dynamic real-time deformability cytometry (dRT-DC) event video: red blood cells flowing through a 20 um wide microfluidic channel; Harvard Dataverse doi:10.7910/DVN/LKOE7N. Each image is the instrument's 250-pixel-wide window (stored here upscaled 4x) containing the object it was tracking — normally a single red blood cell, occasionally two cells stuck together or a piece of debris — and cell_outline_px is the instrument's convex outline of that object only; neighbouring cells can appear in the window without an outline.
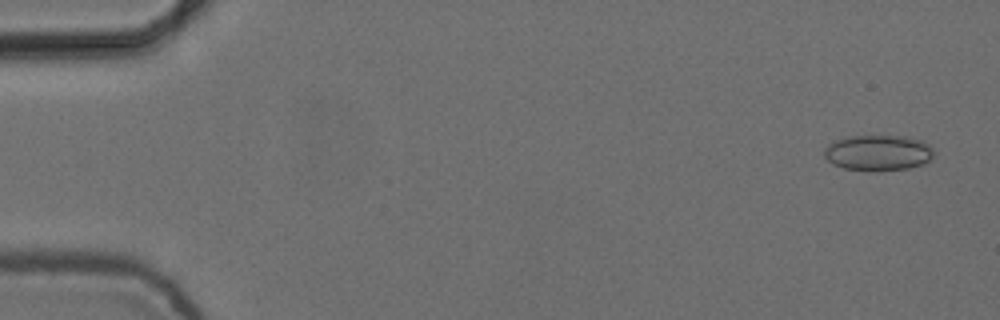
{"species": "common noctule bat (a hibernating species)", "species_latin": "Nyctalus noctula", "temperature_condition": "cold", "stored_images_in_passage": 9, "camera_frame_rate_fps": 3000, "um_per_image_px": 0.085, "animal": {"sex": "female", "body_mass_g": 24.6, "forearm_length_mm": 56.2}, "frame": {"image": 1, "passage_image": 1, "time_ms": 0.0, "image_size_px": [1000, 320], "cell_outline_px": [[936, 152], [932, 160], [924, 164], [908, 168], [880, 172], [868, 172], [844, 168], [832, 164], [824, 156], [824, 148], [828, 144], [844, 136], [908, 136], [924, 140]], "centroid_in_image_um": [74.68, 13.0], "position_along_channel_um": 10.3, "area_um2": 23.58}}
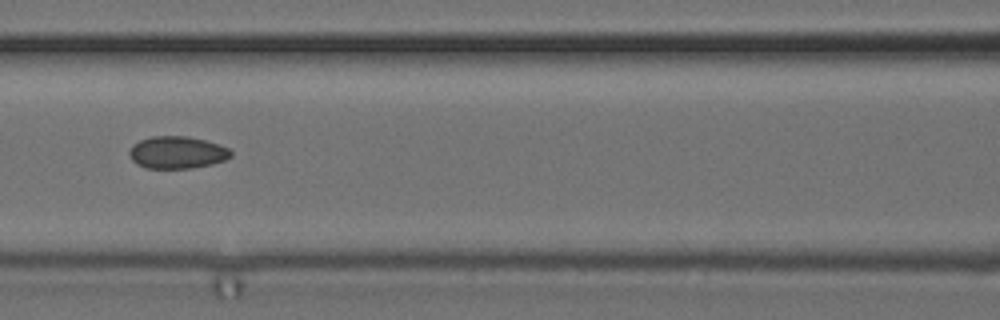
{"frame": {"image": 2, "passage_image": 7, "time_ms": 2.0, "image_size_px": [1000, 320], "cell_outline_px": [[232, 156], [224, 160], [212, 164], [192, 168], [144, 168], [136, 164], [132, 160], [128, 152], [132, 144], [140, 140], [152, 136], [188, 136], [220, 144], [228, 148], [232, 152]], "centroid_in_image_um": [15.04, 12.96], "position_along_channel_um": 151.6, "area_um2": 19.25}}
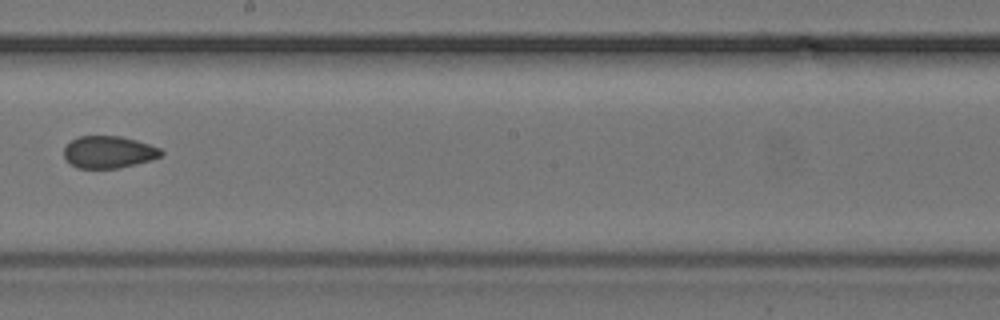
{"frame": {"image": 3, "passage_image": 9, "time_ms": 2.667, "image_size_px": [1000, 320], "cell_outline_px": [[164, 152], [160, 156], [152, 160], [120, 168], [80, 168], [72, 164], [64, 156], [64, 148], [72, 140], [80, 136], [120, 136], [136, 140], [160, 148]], "centroid_in_image_um": [9.27, 12.92], "position_along_channel_um": 238.9, "area_um2": 18.03}}